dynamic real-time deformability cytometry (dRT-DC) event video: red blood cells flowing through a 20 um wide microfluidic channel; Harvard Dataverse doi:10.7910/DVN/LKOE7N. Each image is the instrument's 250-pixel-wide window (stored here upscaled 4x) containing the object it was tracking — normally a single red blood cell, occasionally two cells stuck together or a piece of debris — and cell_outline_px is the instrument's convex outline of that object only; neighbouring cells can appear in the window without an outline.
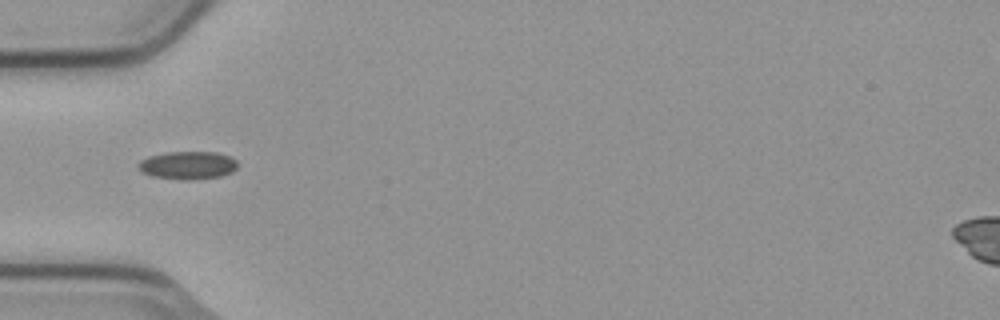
{"species": "common noctule bat (a hibernating species)", "species_latin": "Nyctalus noctula", "temperature_condition": "cold", "stored_images_in_passage": 6, "camera_frame_rate_fps": 3000, "um_per_image_px": 0.085, "animal": {"sex": "male", "body_mass_g": 23.1, "forearm_length_mm": 52.7}, "frame": {"image": 1, "passage_image": 4, "time_ms": 1.0, "image_size_px": [1000, 320], "cell_outline_px": [[236, 168], [232, 172], [220, 176], [188, 180], [180, 180], [152, 176], [140, 172], [136, 164], [140, 160], [148, 156], [168, 152], [216, 152], [228, 156], [236, 160]], "centroid_in_image_um": [15.9, 14.05], "position_along_channel_um": 69.1, "area_um2": 16.24}}
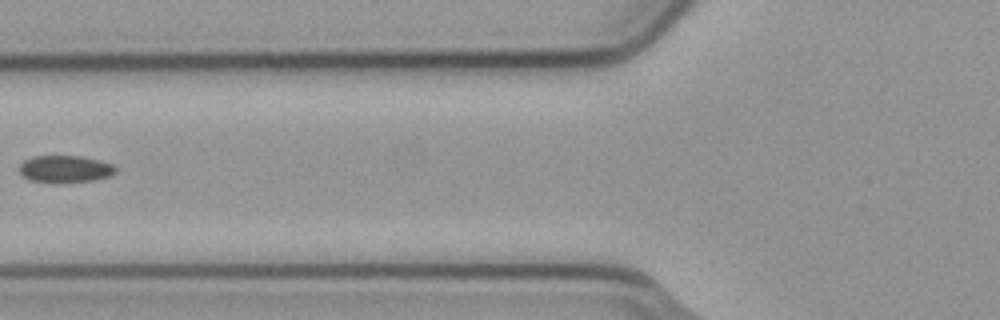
{"frame": {"image": 2, "passage_image": 5, "time_ms": 1.333, "image_size_px": [1000, 320], "cell_outline_px": [[116, 172], [108, 176], [96, 180], [56, 184], [52, 184], [28, 180], [20, 172], [20, 164], [24, 160], [36, 156], [80, 156], [100, 160], [112, 164], [116, 168]], "centroid_in_image_um": [5.53, 14.39], "position_along_channel_um": 120.3, "area_um2": 15.49}}
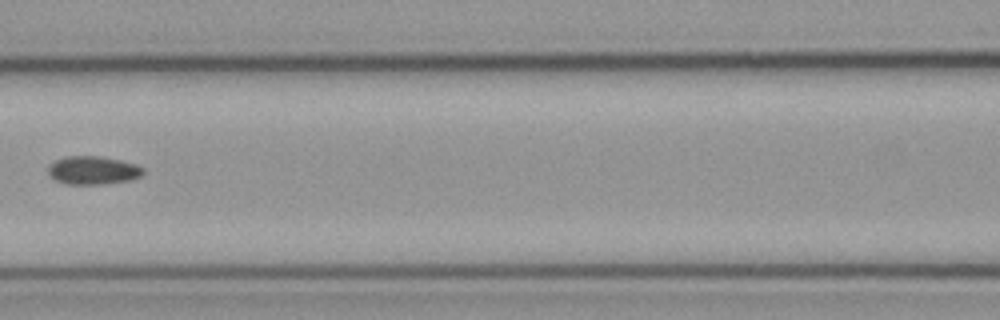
{"frame": {"image": 3, "passage_image": 6, "time_ms": 1.667, "image_size_px": [1000, 320], "cell_outline_px": [[144, 172], [140, 176], [128, 180], [104, 184], [64, 184], [52, 180], [48, 176], [48, 168], [56, 160], [64, 156], [96, 156], [120, 160], [136, 164], [144, 168]], "centroid_in_image_um": [7.86, 14.48], "position_along_channel_um": 158.7, "area_um2": 15.72}}